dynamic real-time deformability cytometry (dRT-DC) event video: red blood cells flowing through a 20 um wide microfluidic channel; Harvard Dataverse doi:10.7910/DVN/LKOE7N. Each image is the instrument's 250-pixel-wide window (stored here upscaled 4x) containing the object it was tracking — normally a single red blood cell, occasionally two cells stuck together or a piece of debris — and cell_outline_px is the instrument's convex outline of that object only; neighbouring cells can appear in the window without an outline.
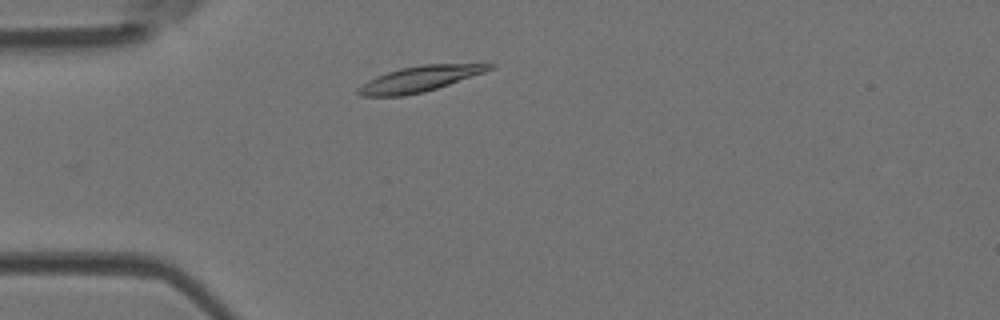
{"species": "Egyptian fruit bat (a non-hibernating species)", "species_latin": "Rousettus aegyptiacus", "temperature_condition": "room temperature", "stored_images_in_passage": 40, "camera_frame_rate_fps": 3000, "um_per_image_px": 0.085, "animal": {"sex": "female"}, "frame": {"image": 1, "passage_image": 2, "time_ms": 0.333, "image_size_px": [1000, 320], "cell_outline_px": [[496, 64], [492, 68], [484, 72], [424, 92], [404, 96], [360, 96], [356, 92], [356, 88], [368, 80], [376, 76], [388, 72], [404, 68], [424, 64]], "centroid_in_image_um": [35.59, 6.72], "position_along_channel_um": 49.4, "area_um2": 19.19}}
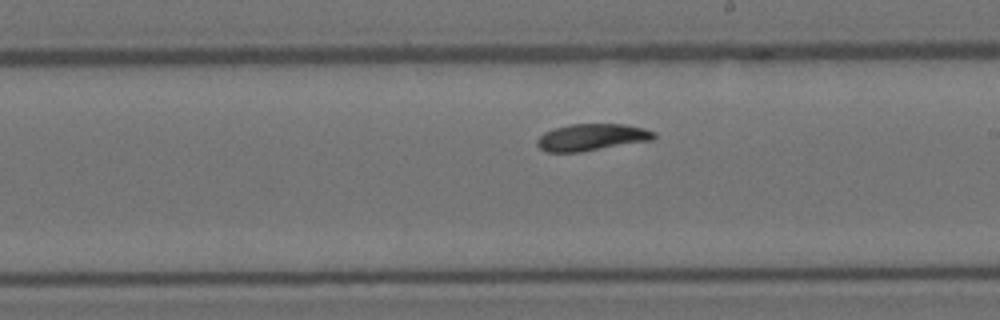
{"frame": {"image": 2, "passage_image": 18, "time_ms": 5.667, "image_size_px": [1000, 320], "cell_outline_px": [[656, 136], [652, 140], [580, 152], [544, 152], [536, 144], [536, 140], [544, 132], [556, 128], [572, 124], [624, 124], [644, 128], [656, 132]], "centroid_in_image_um": [50.29, 11.67], "position_along_channel_um": 238.7, "area_um2": 18.26}}
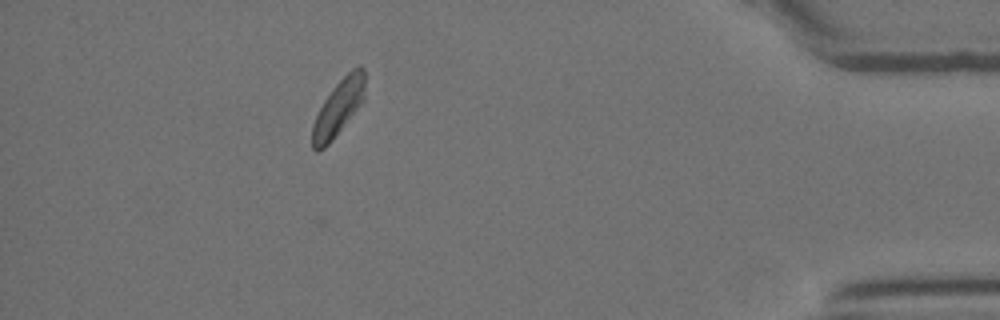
{"frame": {"image": 3, "passage_image": 35, "time_ms": 11.333, "image_size_px": [1000, 320], "cell_outline_px": [[364, 104], [332, 140], [324, 148], [316, 152], [312, 148], [312, 124], [324, 100], [332, 88], [352, 68], [360, 64], [364, 68]], "centroid_in_image_um": [28.79, 9.16], "position_along_channel_um": 406.4, "area_um2": 17.4}, "authors_computed_cell_mechanics": {"area_um2": 18.1492, "velocity_mm_per_s": 3.8233, "shape_relaxation_time_tau1_ms": 2.794, "shape_relaxation_time_tau2_ms": 7.3069, "deformation_change_tau1": 0.1116, "deformation_change_tau2": 0.1108}}